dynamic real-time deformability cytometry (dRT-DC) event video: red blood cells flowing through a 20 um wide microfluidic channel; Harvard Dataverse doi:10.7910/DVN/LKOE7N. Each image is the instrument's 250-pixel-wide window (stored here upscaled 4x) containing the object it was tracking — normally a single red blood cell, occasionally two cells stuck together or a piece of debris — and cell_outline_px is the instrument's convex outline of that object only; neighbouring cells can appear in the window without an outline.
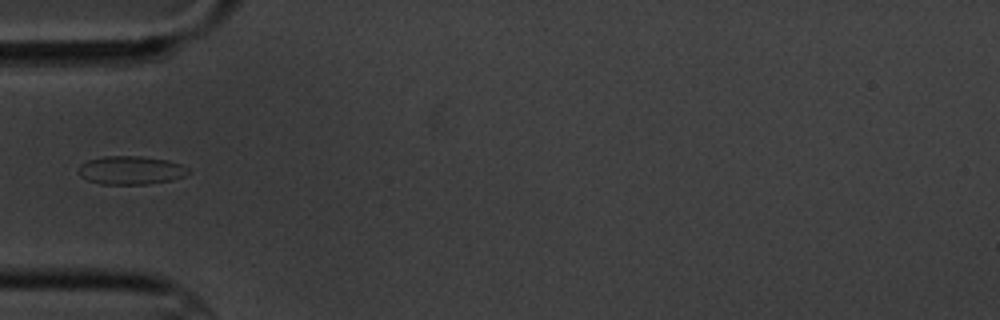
{"species": "common noctule bat (a hibernating species)", "species_latin": "Nyctalus noctula", "temperature_condition": "cold", "stored_images_in_passage": 1, "camera_frame_rate_fps": 3000, "um_per_image_px": 0.085, "animal": {"sex": "male", "body_mass_g": 20.1, "forearm_length_mm": 53.5}, "frame": {"image": 1, "passage_image": 1, "time_ms": 0.0, "image_size_px": [1000, 320], "cell_outline_px": [[192, 172], [184, 176], [172, 180], [148, 184], [100, 184], [88, 180], [80, 176], [80, 164], [88, 160], [104, 156], [140, 156], [168, 160], [180, 164], [188, 168]], "centroid_in_image_um": [11.15, 14.47], "position_along_channel_um": 73.8, "area_um2": 18.21}}